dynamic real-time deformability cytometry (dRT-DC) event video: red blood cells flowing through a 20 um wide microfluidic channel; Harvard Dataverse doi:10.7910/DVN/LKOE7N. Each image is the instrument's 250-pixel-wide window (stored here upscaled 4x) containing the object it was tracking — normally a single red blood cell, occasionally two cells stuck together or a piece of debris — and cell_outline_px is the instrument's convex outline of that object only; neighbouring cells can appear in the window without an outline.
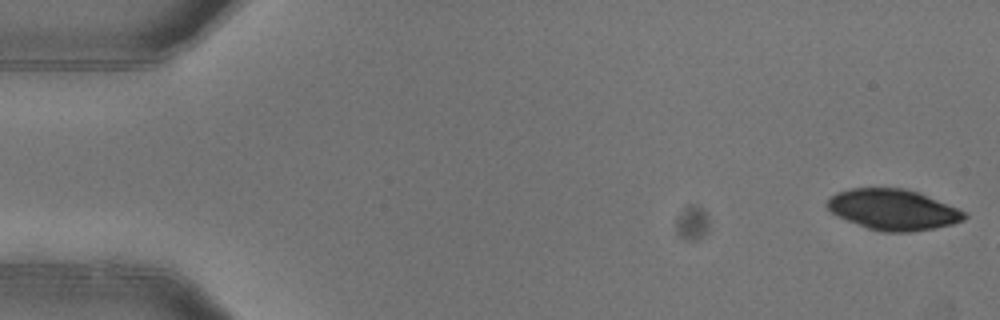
{"species": "common noctule bat (a hibernating species)", "species_latin": "Nyctalus noctula", "temperature_condition": "warm", "stored_images_in_passage": 3, "camera_frame_rate_fps": 3000, "um_per_image_px": 0.085, "animal": {"sex": "female"}, "frame": {"image": 1, "passage_image": 1, "time_ms": 0.0, "image_size_px": [1000, 320], "cell_outline_px": [[968, 216], [964, 220], [952, 224], [936, 228], [912, 232], [880, 232], [868, 228], [848, 220], [832, 212], [828, 208], [828, 200], [836, 192], [852, 188], [904, 188], [920, 192], [968, 212]], "centroid_in_image_um": [75.99, 17.82], "position_along_channel_um": 9.0, "area_um2": 32.6}}